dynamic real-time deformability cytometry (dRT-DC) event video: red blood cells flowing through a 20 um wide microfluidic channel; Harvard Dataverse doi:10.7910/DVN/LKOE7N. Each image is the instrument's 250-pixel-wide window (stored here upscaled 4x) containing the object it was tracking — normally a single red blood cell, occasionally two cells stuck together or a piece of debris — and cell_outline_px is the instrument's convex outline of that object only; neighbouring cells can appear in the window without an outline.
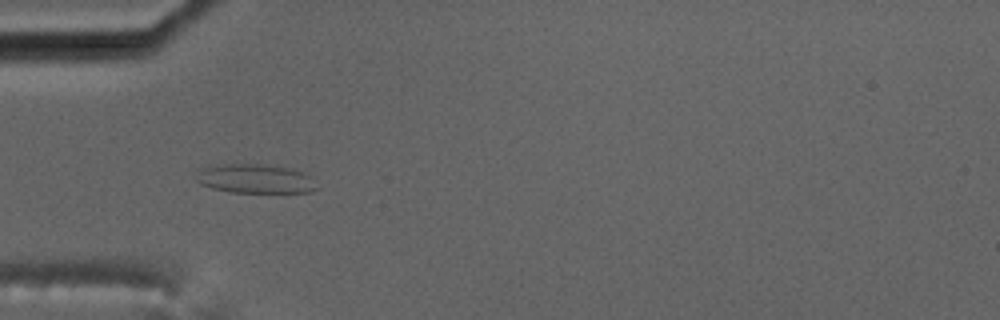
{"species": "common noctule bat (a hibernating species)", "species_latin": "Nyctalus noctula", "temperature_condition": "cold", "stored_images_in_passage": 5, "camera_frame_rate_fps": 3000, "um_per_image_px": 0.085, "animal": {"sex": "male", "body_mass_g": 17.5, "forearm_length_mm": 52.3}, "frame": {"image": 1, "passage_image": 4, "time_ms": 4.333, "image_size_px": [1000, 320], "cell_outline_px": [[320, 188], [312, 192], [228, 192], [212, 188], [200, 184], [196, 180], [196, 168], [208, 164], [264, 164], [288, 168], [300, 172], [308, 176]], "centroid_in_image_um": [21.58, 15.18], "position_along_channel_um": 63.4, "area_um2": 20.75}}